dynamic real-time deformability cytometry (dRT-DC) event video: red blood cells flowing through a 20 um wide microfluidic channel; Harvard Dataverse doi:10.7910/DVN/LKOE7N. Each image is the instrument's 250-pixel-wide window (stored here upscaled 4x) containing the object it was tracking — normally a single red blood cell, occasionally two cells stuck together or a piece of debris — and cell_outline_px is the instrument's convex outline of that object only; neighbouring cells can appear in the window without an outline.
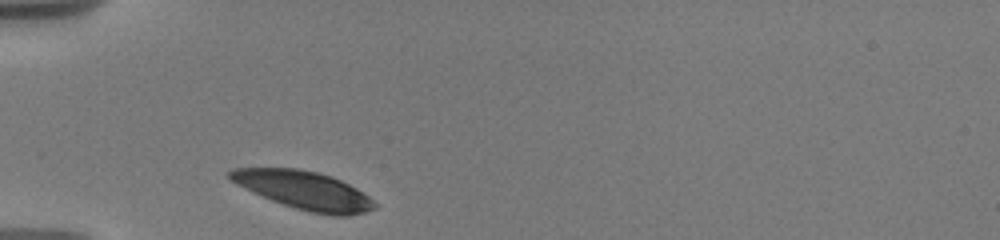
{"species": "human", "species_latin": "Homo sapiens", "temperature_condition": "warm", "stored_images_in_passage": 44, "camera_frame_rate_fps": 3000, "um_per_image_px": 0.085, "donor": {"sex": "male"}, "frame": {"image": 1, "passage_image": 1, "time_ms": 0.0, "image_size_px": [1000, 240], "cell_outline_px": [[376, 208], [364, 212], [348, 216], [336, 216], [308, 212], [272, 200], [236, 184], [228, 180], [224, 172], [232, 168], [300, 168], [332, 176], [356, 188], [368, 196], [376, 204]], "centroid_in_image_um": [25.79, 16.16], "position_along_channel_um": 59.2, "area_um2": 32.19}}
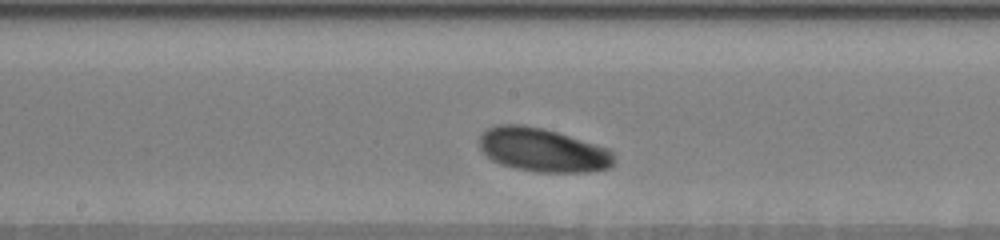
{"frame": {"image": 2, "passage_image": 19, "time_ms": 4.333, "image_size_px": [1000, 240], "cell_outline_px": [[616, 160], [608, 168], [592, 172], [536, 172], [516, 168], [500, 164], [492, 160], [480, 148], [480, 136], [488, 128], [500, 124], [524, 124], [544, 128], [608, 148], [612, 152]], "centroid_in_image_um": [46.15, 12.75], "position_along_channel_um": 202.1, "area_um2": 34.28}}
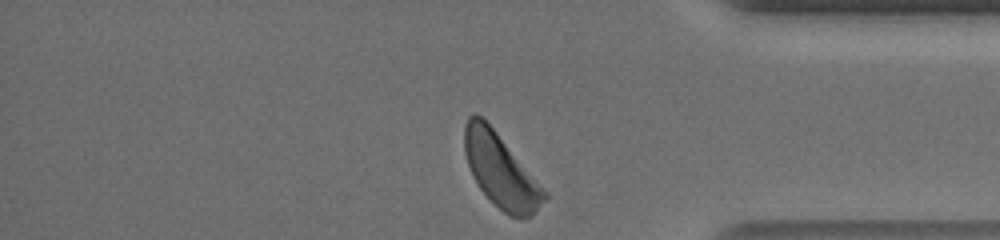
{"frame": {"image": 3, "passage_image": 43, "time_ms": 10.0, "image_size_px": [1000, 240], "cell_outline_px": [[548, 196], [532, 216], [508, 216], [480, 188], [472, 176], [464, 152], [464, 128], [468, 116], [476, 112], [492, 128], [548, 192]], "centroid_in_image_um": [42.55, 14.5], "position_along_channel_um": 392.6, "area_um2": 33.41}, "authors_computed_cell_mechanics": {"area_um2": 33.3795, "velocity_mm_per_s": 3.5603, "shape_relaxation_time_tau1_ms": 1.4858, "shape_relaxation_time_tau2_ms": null, "deformation_change_tau1": 0.0916, "deformation_change_tau2": null}}